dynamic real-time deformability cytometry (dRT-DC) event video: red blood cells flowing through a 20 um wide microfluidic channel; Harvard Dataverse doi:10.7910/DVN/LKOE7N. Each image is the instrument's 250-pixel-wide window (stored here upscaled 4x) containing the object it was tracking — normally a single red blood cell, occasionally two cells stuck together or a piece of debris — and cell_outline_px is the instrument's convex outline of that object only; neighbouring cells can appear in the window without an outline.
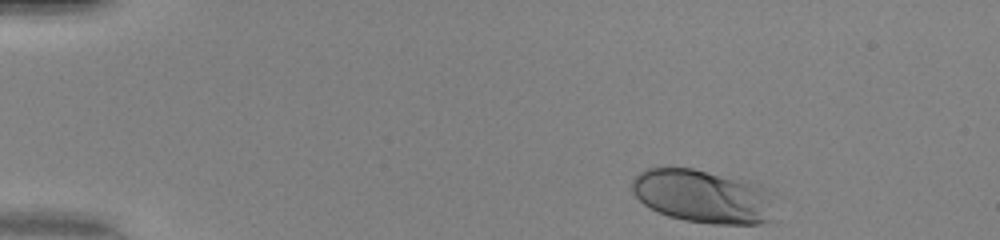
{"species": "human", "species_latin": "Homo sapiens", "temperature_condition": "warm", "stored_images_in_passage": 44, "camera_frame_rate_fps": 3000, "um_per_image_px": 0.085, "donor": {"sex": "female"}, "frame": {"image": 1, "passage_image": 1, "time_ms": 0.0, "image_size_px": [1000, 240], "cell_outline_px": [[776, 220], [760, 224], [712, 224], [684, 220], [668, 216], [656, 212], [644, 204], [632, 192], [632, 180], [640, 172], [648, 168], [692, 168], [748, 180], [760, 184], [772, 192]], "centroid_in_image_um": [59.84, 16.7], "position_along_channel_um": 25.2, "area_um2": 45.37}}
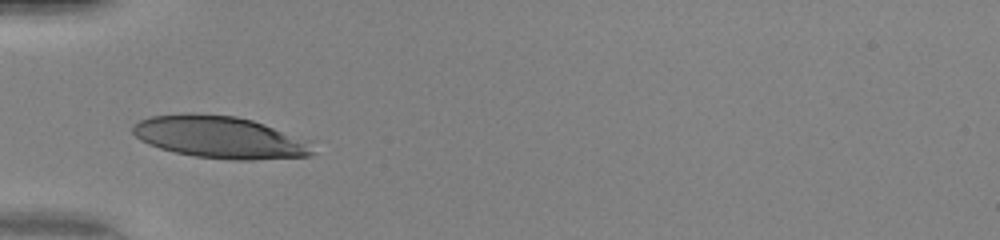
{"frame": {"image": 2, "passage_image": 11, "time_ms": 3.333, "image_size_px": [1000, 240], "cell_outline_px": [[316, 152], [312, 156], [252, 160], [232, 160], [196, 156], [176, 152], [160, 148], [148, 144], [140, 140], [132, 132], [132, 128], [140, 120], [152, 116], [184, 112], [192, 112], [236, 116], [252, 120], [312, 140]], "centroid_in_image_um": [18.77, 11.66], "position_along_channel_um": 66.2, "area_um2": 44.8}}
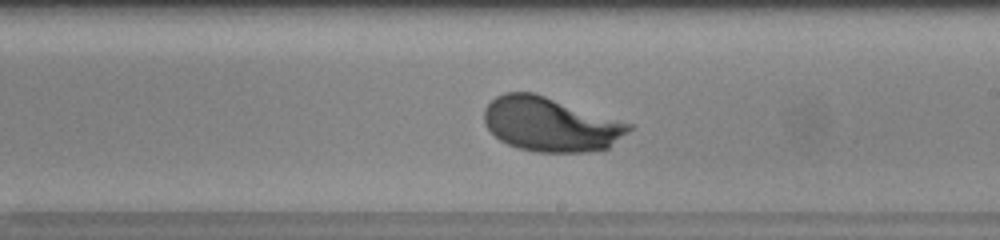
{"frame": {"image": 3, "passage_image": 24, "time_ms": 7.667, "image_size_px": [1000, 240], "cell_outline_px": [[632, 128], [628, 132], [608, 148], [584, 152], [536, 152], [516, 148], [500, 140], [484, 124], [484, 108], [496, 96], [504, 92], [532, 92], [632, 124]], "centroid_in_image_um": [46.76, 10.57], "position_along_channel_um": 242.2, "area_um2": 45.37}, "authors_computed_cell_mechanics": {"area_um2": 45.2863, "velocity_mm_per_s": 4.1308, "shape_relaxation_time_tau1_ms": 2.1074, "shape_relaxation_time_tau2_ms": null, "deformation_change_tau1": 0.1709, "deformation_change_tau2": null}}